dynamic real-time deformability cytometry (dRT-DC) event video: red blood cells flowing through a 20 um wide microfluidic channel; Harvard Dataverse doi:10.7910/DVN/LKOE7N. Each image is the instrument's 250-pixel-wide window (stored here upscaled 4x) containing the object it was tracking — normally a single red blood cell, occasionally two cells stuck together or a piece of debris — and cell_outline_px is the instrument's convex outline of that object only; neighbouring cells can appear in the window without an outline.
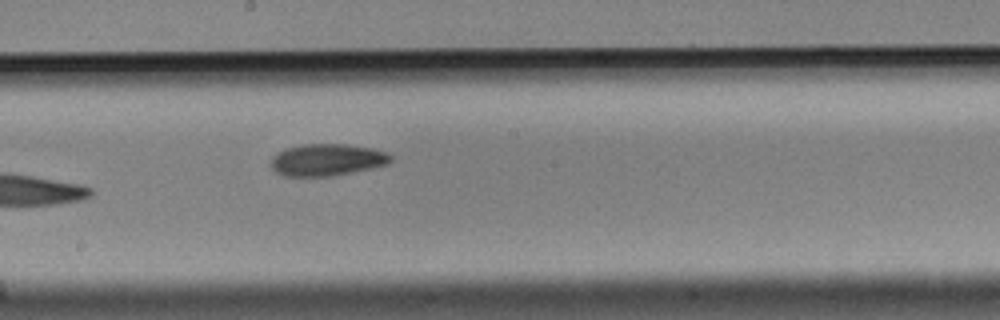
{"species": "Egyptian fruit bat (a non-hibernating species)", "species_latin": "Rousettus aegyptiacus", "temperature_condition": "cold", "stored_images_in_passage": 8, "camera_frame_rate_fps": 3000, "um_per_image_px": 0.085, "animal": {"sex": "male"}, "frame": {"image": 1, "passage_image": 8, "time_ms": 2.333, "image_size_px": [1000, 320], "cell_outline_px": [[392, 160], [388, 164], [372, 168], [332, 176], [284, 176], [276, 172], [272, 168], [272, 156], [276, 152], [284, 148], [304, 144], [348, 144], [372, 148], [388, 152], [392, 156]], "centroid_in_image_um": [27.81, 13.58], "position_along_channel_um": 220.4, "area_um2": 22.48}}